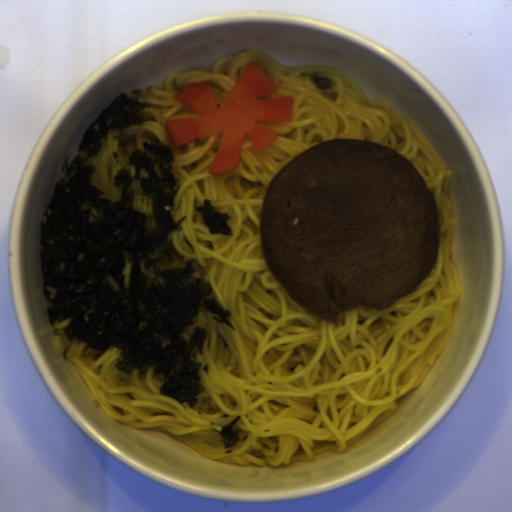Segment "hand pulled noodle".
<instances>
[{
    "label": "hand pulled noodle",
    "mask_w": 512,
    "mask_h": 512,
    "mask_svg": "<svg viewBox=\"0 0 512 512\" xmlns=\"http://www.w3.org/2000/svg\"><path fill=\"white\" fill-rule=\"evenodd\" d=\"M139 177L140 178H148V175H147V171L146 169H141L140 172H139Z\"/></svg>",
    "instance_id": "4"
},
{
    "label": "hand pulled noodle",
    "mask_w": 512,
    "mask_h": 512,
    "mask_svg": "<svg viewBox=\"0 0 512 512\" xmlns=\"http://www.w3.org/2000/svg\"><path fill=\"white\" fill-rule=\"evenodd\" d=\"M262 67L277 90L264 97L292 95V121L261 122L278 136L255 153L245 135L239 167L219 176L209 167L222 133L198 138L178 148L168 141L171 118L200 117L173 94L206 81L218 102L224 100L244 68ZM334 80L335 89H316L313 77ZM137 102L150 103L155 121L111 130L90 162L91 179L113 202L122 198L115 176L134 165L118 147L119 134L151 130L175 156L173 170L180 191L174 196L172 221L185 216L172 242L183 261L197 260L194 278L209 282L208 299L230 312L234 329L215 321L221 316L199 306L194 327L206 340L197 362L204 392L197 404L161 395L162 381L148 367L145 376L116 368L121 349L108 348L92 360L85 343L69 341L70 319L56 320L54 346L80 378L95 405L122 425L158 431L175 438L204 458L261 467H283L313 460L322 452L344 453L385 422L398 400L419 386L449 343L460 296V270L453 259L456 213L450 170L421 131L387 99L371 105L365 91L347 72L322 65L288 66L260 49L231 52L215 60L211 71L169 72L161 85H150ZM338 138L373 140L406 156L420 172L439 209L438 260L428 277L386 309L360 306L327 323L300 307L270 272L259 242V218L265 190L281 166L313 145ZM119 154L116 164L111 152ZM211 199L232 217L233 236L210 234L195 211ZM240 442L223 449L219 431L237 416Z\"/></svg>",
    "instance_id": "1"
},
{
    "label": "hand pulled noodle",
    "mask_w": 512,
    "mask_h": 512,
    "mask_svg": "<svg viewBox=\"0 0 512 512\" xmlns=\"http://www.w3.org/2000/svg\"><path fill=\"white\" fill-rule=\"evenodd\" d=\"M131 271H132V262H126L125 268L123 270L124 274V289H129L130 281H131Z\"/></svg>",
    "instance_id": "3"
},
{
    "label": "hand pulled noodle",
    "mask_w": 512,
    "mask_h": 512,
    "mask_svg": "<svg viewBox=\"0 0 512 512\" xmlns=\"http://www.w3.org/2000/svg\"><path fill=\"white\" fill-rule=\"evenodd\" d=\"M131 190H134V210L147 215V226L155 228L157 221L153 211V199L143 192L138 179L131 183Z\"/></svg>",
    "instance_id": "2"
}]
</instances>
